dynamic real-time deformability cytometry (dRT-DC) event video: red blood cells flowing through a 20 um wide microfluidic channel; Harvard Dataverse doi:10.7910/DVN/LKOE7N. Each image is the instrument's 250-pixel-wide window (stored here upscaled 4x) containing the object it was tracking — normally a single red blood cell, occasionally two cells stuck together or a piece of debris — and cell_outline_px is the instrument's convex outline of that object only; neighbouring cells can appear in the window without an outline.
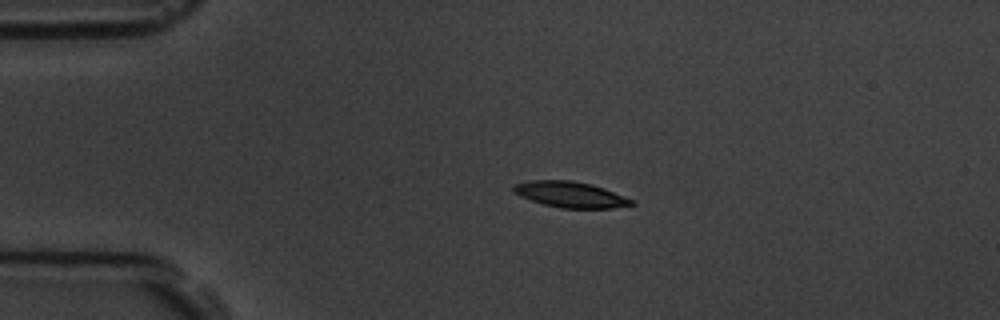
{"species": "common noctule bat (a hibernating species)", "species_latin": "Nyctalus noctula", "temperature_condition": "room temperature", "stored_images_in_passage": 4, "camera_frame_rate_fps": 3000, "um_per_image_px": 0.085, "animal": {"sex": "male", "body_mass_g": 19.5, "forearm_length_mm": 54.6}, "frame": {"image": 1, "passage_image": 3, "time_ms": 2.333, "image_size_px": [1000, 320], "cell_outline_px": [[636, 204], [612, 208], [560, 208], [544, 204], [520, 196], [512, 192], [512, 188], [516, 184], [532, 180], [572, 180], [592, 184], [604, 188], [636, 200]], "centroid_in_image_um": [48.53, 16.53], "position_along_channel_um": 36.5, "area_um2": 17.86}}